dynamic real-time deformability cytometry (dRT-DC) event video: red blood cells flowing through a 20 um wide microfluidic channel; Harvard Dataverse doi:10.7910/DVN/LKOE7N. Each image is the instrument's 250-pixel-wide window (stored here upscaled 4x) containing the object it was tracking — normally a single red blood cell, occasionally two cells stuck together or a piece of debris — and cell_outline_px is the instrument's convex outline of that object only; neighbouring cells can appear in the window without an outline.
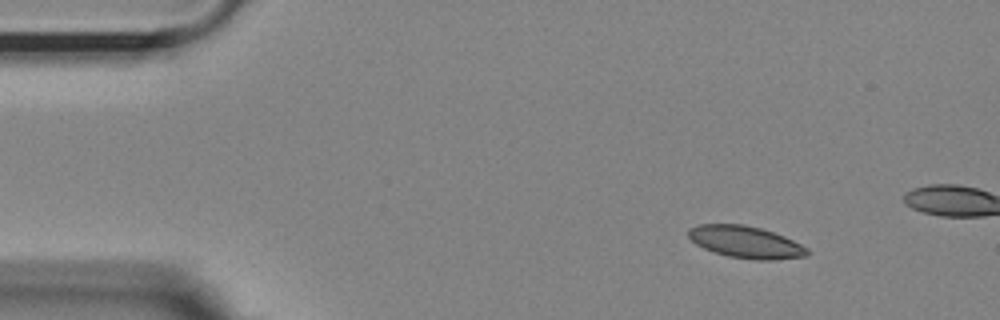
{"species": "Egyptian fruit bat (a non-hibernating species)", "species_latin": "Rousettus aegyptiacus", "temperature_condition": "room temperature", "stored_images_in_passage": 10, "camera_frame_rate_fps": 3000, "um_per_image_px": 0.085, "animal": {"sex": "female"}, "frame": {"image": 1, "passage_image": 1, "time_ms": 0.0, "image_size_px": [1000, 320], "cell_outline_px": [[808, 256], [772, 260], [756, 260], [728, 256], [704, 248], [696, 244], [688, 236], [688, 228], [700, 224], [744, 224], [760, 228], [784, 236], [808, 248]], "centroid_in_image_um": [63.38, 20.57], "position_along_channel_um": 21.6, "area_um2": 22.02}}